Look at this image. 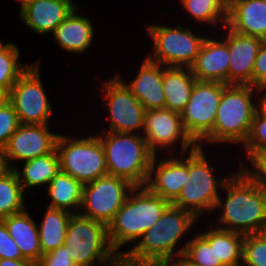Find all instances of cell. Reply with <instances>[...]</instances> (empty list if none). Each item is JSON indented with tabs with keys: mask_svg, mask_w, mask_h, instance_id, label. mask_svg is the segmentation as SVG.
<instances>
[{
	"mask_svg": "<svg viewBox=\"0 0 266 266\" xmlns=\"http://www.w3.org/2000/svg\"><path fill=\"white\" fill-rule=\"evenodd\" d=\"M0 259H25L2 220H0Z\"/></svg>",
	"mask_w": 266,
	"mask_h": 266,
	"instance_id": "cell-36",
	"label": "cell"
},
{
	"mask_svg": "<svg viewBox=\"0 0 266 266\" xmlns=\"http://www.w3.org/2000/svg\"><path fill=\"white\" fill-rule=\"evenodd\" d=\"M47 193L51 198L48 207L73 214L75 211H81L83 184L72 176L60 171L48 184Z\"/></svg>",
	"mask_w": 266,
	"mask_h": 266,
	"instance_id": "cell-26",
	"label": "cell"
},
{
	"mask_svg": "<svg viewBox=\"0 0 266 266\" xmlns=\"http://www.w3.org/2000/svg\"><path fill=\"white\" fill-rule=\"evenodd\" d=\"M244 235L215 226L216 262L223 266H241Z\"/></svg>",
	"mask_w": 266,
	"mask_h": 266,
	"instance_id": "cell-29",
	"label": "cell"
},
{
	"mask_svg": "<svg viewBox=\"0 0 266 266\" xmlns=\"http://www.w3.org/2000/svg\"><path fill=\"white\" fill-rule=\"evenodd\" d=\"M153 41V54L147 57L163 66L190 68L206 37L196 36L191 29L178 24L175 28L147 25Z\"/></svg>",
	"mask_w": 266,
	"mask_h": 266,
	"instance_id": "cell-9",
	"label": "cell"
},
{
	"mask_svg": "<svg viewBox=\"0 0 266 266\" xmlns=\"http://www.w3.org/2000/svg\"><path fill=\"white\" fill-rule=\"evenodd\" d=\"M64 245L75 266H113L120 258L110 246L107 226L79 212L69 220Z\"/></svg>",
	"mask_w": 266,
	"mask_h": 266,
	"instance_id": "cell-6",
	"label": "cell"
},
{
	"mask_svg": "<svg viewBox=\"0 0 266 266\" xmlns=\"http://www.w3.org/2000/svg\"><path fill=\"white\" fill-rule=\"evenodd\" d=\"M170 204L146 186H136L107 226L112 249L122 257L120 247L127 243H137Z\"/></svg>",
	"mask_w": 266,
	"mask_h": 266,
	"instance_id": "cell-3",
	"label": "cell"
},
{
	"mask_svg": "<svg viewBox=\"0 0 266 266\" xmlns=\"http://www.w3.org/2000/svg\"><path fill=\"white\" fill-rule=\"evenodd\" d=\"M254 91L264 92L251 85H228L222 93L213 131L202 142L243 145L256 111L266 101V94L261 95L259 104L255 105L252 101Z\"/></svg>",
	"mask_w": 266,
	"mask_h": 266,
	"instance_id": "cell-4",
	"label": "cell"
},
{
	"mask_svg": "<svg viewBox=\"0 0 266 266\" xmlns=\"http://www.w3.org/2000/svg\"><path fill=\"white\" fill-rule=\"evenodd\" d=\"M102 92L109 111V129L107 132L136 133L144 129L145 108L131 93L126 85L115 75L105 80Z\"/></svg>",
	"mask_w": 266,
	"mask_h": 266,
	"instance_id": "cell-13",
	"label": "cell"
},
{
	"mask_svg": "<svg viewBox=\"0 0 266 266\" xmlns=\"http://www.w3.org/2000/svg\"><path fill=\"white\" fill-rule=\"evenodd\" d=\"M227 86L221 82L197 81L187 105L180 113L185 131L199 146L213 131L217 109Z\"/></svg>",
	"mask_w": 266,
	"mask_h": 266,
	"instance_id": "cell-10",
	"label": "cell"
},
{
	"mask_svg": "<svg viewBox=\"0 0 266 266\" xmlns=\"http://www.w3.org/2000/svg\"><path fill=\"white\" fill-rule=\"evenodd\" d=\"M225 42L230 51L229 85L253 86V69L262 38L248 36L231 30L227 25Z\"/></svg>",
	"mask_w": 266,
	"mask_h": 266,
	"instance_id": "cell-17",
	"label": "cell"
},
{
	"mask_svg": "<svg viewBox=\"0 0 266 266\" xmlns=\"http://www.w3.org/2000/svg\"><path fill=\"white\" fill-rule=\"evenodd\" d=\"M229 64L228 44L223 40L206 37L190 70L198 81L221 82L229 85Z\"/></svg>",
	"mask_w": 266,
	"mask_h": 266,
	"instance_id": "cell-19",
	"label": "cell"
},
{
	"mask_svg": "<svg viewBox=\"0 0 266 266\" xmlns=\"http://www.w3.org/2000/svg\"><path fill=\"white\" fill-rule=\"evenodd\" d=\"M39 63L31 64L9 91L8 102L21 124L46 125L53 112L41 82Z\"/></svg>",
	"mask_w": 266,
	"mask_h": 266,
	"instance_id": "cell-12",
	"label": "cell"
},
{
	"mask_svg": "<svg viewBox=\"0 0 266 266\" xmlns=\"http://www.w3.org/2000/svg\"><path fill=\"white\" fill-rule=\"evenodd\" d=\"M16 1H19L21 3V9L26 5L28 4L31 0H16Z\"/></svg>",
	"mask_w": 266,
	"mask_h": 266,
	"instance_id": "cell-45",
	"label": "cell"
},
{
	"mask_svg": "<svg viewBox=\"0 0 266 266\" xmlns=\"http://www.w3.org/2000/svg\"><path fill=\"white\" fill-rule=\"evenodd\" d=\"M197 81L190 68L164 66L165 108L181 113L187 105Z\"/></svg>",
	"mask_w": 266,
	"mask_h": 266,
	"instance_id": "cell-24",
	"label": "cell"
},
{
	"mask_svg": "<svg viewBox=\"0 0 266 266\" xmlns=\"http://www.w3.org/2000/svg\"><path fill=\"white\" fill-rule=\"evenodd\" d=\"M164 66L145 58L134 80L125 83L120 75H116L139 100L145 110L165 108L163 91Z\"/></svg>",
	"mask_w": 266,
	"mask_h": 266,
	"instance_id": "cell-20",
	"label": "cell"
},
{
	"mask_svg": "<svg viewBox=\"0 0 266 266\" xmlns=\"http://www.w3.org/2000/svg\"><path fill=\"white\" fill-rule=\"evenodd\" d=\"M101 140L108 175L124 178L135 186H145L155 154L143 134L104 131Z\"/></svg>",
	"mask_w": 266,
	"mask_h": 266,
	"instance_id": "cell-5",
	"label": "cell"
},
{
	"mask_svg": "<svg viewBox=\"0 0 266 266\" xmlns=\"http://www.w3.org/2000/svg\"><path fill=\"white\" fill-rule=\"evenodd\" d=\"M195 221L198 219L192 213L170 204L135 246L123 252L122 258L136 265L170 266L175 256H182V248L176 246Z\"/></svg>",
	"mask_w": 266,
	"mask_h": 266,
	"instance_id": "cell-2",
	"label": "cell"
},
{
	"mask_svg": "<svg viewBox=\"0 0 266 266\" xmlns=\"http://www.w3.org/2000/svg\"><path fill=\"white\" fill-rule=\"evenodd\" d=\"M202 146L197 145L187 153L188 180L172 205L192 213L197 219L204 212L215 210L219 186L223 188L228 177L216 179Z\"/></svg>",
	"mask_w": 266,
	"mask_h": 266,
	"instance_id": "cell-7",
	"label": "cell"
},
{
	"mask_svg": "<svg viewBox=\"0 0 266 266\" xmlns=\"http://www.w3.org/2000/svg\"><path fill=\"white\" fill-rule=\"evenodd\" d=\"M226 25L237 33L266 40V0H236L228 7Z\"/></svg>",
	"mask_w": 266,
	"mask_h": 266,
	"instance_id": "cell-21",
	"label": "cell"
},
{
	"mask_svg": "<svg viewBox=\"0 0 266 266\" xmlns=\"http://www.w3.org/2000/svg\"><path fill=\"white\" fill-rule=\"evenodd\" d=\"M14 170L24 192L27 188L40 185L48 186L51 180L61 171L58 153L55 149L52 153L24 161L22 171L17 165L14 166Z\"/></svg>",
	"mask_w": 266,
	"mask_h": 266,
	"instance_id": "cell-25",
	"label": "cell"
},
{
	"mask_svg": "<svg viewBox=\"0 0 266 266\" xmlns=\"http://www.w3.org/2000/svg\"><path fill=\"white\" fill-rule=\"evenodd\" d=\"M61 171L83 185L108 174L101 140L96 136H58L56 142Z\"/></svg>",
	"mask_w": 266,
	"mask_h": 266,
	"instance_id": "cell-8",
	"label": "cell"
},
{
	"mask_svg": "<svg viewBox=\"0 0 266 266\" xmlns=\"http://www.w3.org/2000/svg\"><path fill=\"white\" fill-rule=\"evenodd\" d=\"M73 213L46 206V211L38 226L41 251L44 255L64 245L67 226Z\"/></svg>",
	"mask_w": 266,
	"mask_h": 266,
	"instance_id": "cell-27",
	"label": "cell"
},
{
	"mask_svg": "<svg viewBox=\"0 0 266 266\" xmlns=\"http://www.w3.org/2000/svg\"><path fill=\"white\" fill-rule=\"evenodd\" d=\"M223 1V3L227 6V7H229L233 2H235L236 0H222Z\"/></svg>",
	"mask_w": 266,
	"mask_h": 266,
	"instance_id": "cell-46",
	"label": "cell"
},
{
	"mask_svg": "<svg viewBox=\"0 0 266 266\" xmlns=\"http://www.w3.org/2000/svg\"><path fill=\"white\" fill-rule=\"evenodd\" d=\"M241 266H266V232L244 235Z\"/></svg>",
	"mask_w": 266,
	"mask_h": 266,
	"instance_id": "cell-34",
	"label": "cell"
},
{
	"mask_svg": "<svg viewBox=\"0 0 266 266\" xmlns=\"http://www.w3.org/2000/svg\"><path fill=\"white\" fill-rule=\"evenodd\" d=\"M113 266H153V265H136L126 262L122 257H120Z\"/></svg>",
	"mask_w": 266,
	"mask_h": 266,
	"instance_id": "cell-44",
	"label": "cell"
},
{
	"mask_svg": "<svg viewBox=\"0 0 266 266\" xmlns=\"http://www.w3.org/2000/svg\"><path fill=\"white\" fill-rule=\"evenodd\" d=\"M20 52L13 42L4 43L0 40V88L10 91L14 83L29 68L30 64L18 62Z\"/></svg>",
	"mask_w": 266,
	"mask_h": 266,
	"instance_id": "cell-30",
	"label": "cell"
},
{
	"mask_svg": "<svg viewBox=\"0 0 266 266\" xmlns=\"http://www.w3.org/2000/svg\"><path fill=\"white\" fill-rule=\"evenodd\" d=\"M36 266H75L68 249L65 245H61L55 250L45 253L41 256Z\"/></svg>",
	"mask_w": 266,
	"mask_h": 266,
	"instance_id": "cell-37",
	"label": "cell"
},
{
	"mask_svg": "<svg viewBox=\"0 0 266 266\" xmlns=\"http://www.w3.org/2000/svg\"><path fill=\"white\" fill-rule=\"evenodd\" d=\"M135 187L124 178L108 174L86 183L81 205L85 213L79 214L108 226Z\"/></svg>",
	"mask_w": 266,
	"mask_h": 266,
	"instance_id": "cell-11",
	"label": "cell"
},
{
	"mask_svg": "<svg viewBox=\"0 0 266 266\" xmlns=\"http://www.w3.org/2000/svg\"><path fill=\"white\" fill-rule=\"evenodd\" d=\"M184 9L196 21L207 24L226 25L228 18V7L222 0H179Z\"/></svg>",
	"mask_w": 266,
	"mask_h": 266,
	"instance_id": "cell-31",
	"label": "cell"
},
{
	"mask_svg": "<svg viewBox=\"0 0 266 266\" xmlns=\"http://www.w3.org/2000/svg\"><path fill=\"white\" fill-rule=\"evenodd\" d=\"M143 137L150 150L157 155L160 148L169 150L180 141L181 150L185 154L197 146L185 131L180 113L169 109L147 110L145 112ZM173 146V147H172Z\"/></svg>",
	"mask_w": 266,
	"mask_h": 266,
	"instance_id": "cell-14",
	"label": "cell"
},
{
	"mask_svg": "<svg viewBox=\"0 0 266 266\" xmlns=\"http://www.w3.org/2000/svg\"><path fill=\"white\" fill-rule=\"evenodd\" d=\"M0 266H36L28 259H0Z\"/></svg>",
	"mask_w": 266,
	"mask_h": 266,
	"instance_id": "cell-41",
	"label": "cell"
},
{
	"mask_svg": "<svg viewBox=\"0 0 266 266\" xmlns=\"http://www.w3.org/2000/svg\"><path fill=\"white\" fill-rule=\"evenodd\" d=\"M10 236L18 245L22 256L35 264L42 254L38 226L26 209L1 219Z\"/></svg>",
	"mask_w": 266,
	"mask_h": 266,
	"instance_id": "cell-23",
	"label": "cell"
},
{
	"mask_svg": "<svg viewBox=\"0 0 266 266\" xmlns=\"http://www.w3.org/2000/svg\"><path fill=\"white\" fill-rule=\"evenodd\" d=\"M75 8L52 32L59 46L71 53H84L93 42V25L90 18L76 13Z\"/></svg>",
	"mask_w": 266,
	"mask_h": 266,
	"instance_id": "cell-22",
	"label": "cell"
},
{
	"mask_svg": "<svg viewBox=\"0 0 266 266\" xmlns=\"http://www.w3.org/2000/svg\"><path fill=\"white\" fill-rule=\"evenodd\" d=\"M72 0H31L22 9L23 23L38 35L52 33L78 7Z\"/></svg>",
	"mask_w": 266,
	"mask_h": 266,
	"instance_id": "cell-18",
	"label": "cell"
},
{
	"mask_svg": "<svg viewBox=\"0 0 266 266\" xmlns=\"http://www.w3.org/2000/svg\"><path fill=\"white\" fill-rule=\"evenodd\" d=\"M14 170L6 154L5 148L0 147V179L6 177Z\"/></svg>",
	"mask_w": 266,
	"mask_h": 266,
	"instance_id": "cell-40",
	"label": "cell"
},
{
	"mask_svg": "<svg viewBox=\"0 0 266 266\" xmlns=\"http://www.w3.org/2000/svg\"><path fill=\"white\" fill-rule=\"evenodd\" d=\"M226 200L218 198L215 209H222L219 229L242 235L266 232V191L246 171L239 167L230 174L222 190Z\"/></svg>",
	"mask_w": 266,
	"mask_h": 266,
	"instance_id": "cell-1",
	"label": "cell"
},
{
	"mask_svg": "<svg viewBox=\"0 0 266 266\" xmlns=\"http://www.w3.org/2000/svg\"><path fill=\"white\" fill-rule=\"evenodd\" d=\"M253 87L262 91L266 89V40H263L255 59Z\"/></svg>",
	"mask_w": 266,
	"mask_h": 266,
	"instance_id": "cell-38",
	"label": "cell"
},
{
	"mask_svg": "<svg viewBox=\"0 0 266 266\" xmlns=\"http://www.w3.org/2000/svg\"><path fill=\"white\" fill-rule=\"evenodd\" d=\"M9 99V92L0 88V109L8 103Z\"/></svg>",
	"mask_w": 266,
	"mask_h": 266,
	"instance_id": "cell-42",
	"label": "cell"
},
{
	"mask_svg": "<svg viewBox=\"0 0 266 266\" xmlns=\"http://www.w3.org/2000/svg\"><path fill=\"white\" fill-rule=\"evenodd\" d=\"M21 125L13 106L8 102L0 109V147L5 148L11 135Z\"/></svg>",
	"mask_w": 266,
	"mask_h": 266,
	"instance_id": "cell-35",
	"label": "cell"
},
{
	"mask_svg": "<svg viewBox=\"0 0 266 266\" xmlns=\"http://www.w3.org/2000/svg\"><path fill=\"white\" fill-rule=\"evenodd\" d=\"M164 158L154 156L146 187L154 194L172 203L180 194L188 180V156ZM184 156V157H183Z\"/></svg>",
	"mask_w": 266,
	"mask_h": 266,
	"instance_id": "cell-16",
	"label": "cell"
},
{
	"mask_svg": "<svg viewBox=\"0 0 266 266\" xmlns=\"http://www.w3.org/2000/svg\"><path fill=\"white\" fill-rule=\"evenodd\" d=\"M23 195L24 191L15 170L0 179V220L25 210Z\"/></svg>",
	"mask_w": 266,
	"mask_h": 266,
	"instance_id": "cell-32",
	"label": "cell"
},
{
	"mask_svg": "<svg viewBox=\"0 0 266 266\" xmlns=\"http://www.w3.org/2000/svg\"><path fill=\"white\" fill-rule=\"evenodd\" d=\"M243 149L250 161L256 155L266 152V101L255 113Z\"/></svg>",
	"mask_w": 266,
	"mask_h": 266,
	"instance_id": "cell-33",
	"label": "cell"
},
{
	"mask_svg": "<svg viewBox=\"0 0 266 266\" xmlns=\"http://www.w3.org/2000/svg\"><path fill=\"white\" fill-rule=\"evenodd\" d=\"M48 127L49 124H21L5 147L9 161H27L52 153L56 149L59 134L52 133Z\"/></svg>",
	"mask_w": 266,
	"mask_h": 266,
	"instance_id": "cell-15",
	"label": "cell"
},
{
	"mask_svg": "<svg viewBox=\"0 0 266 266\" xmlns=\"http://www.w3.org/2000/svg\"><path fill=\"white\" fill-rule=\"evenodd\" d=\"M248 168L247 165L240 163V167L245 168L246 171L256 180V182L266 191V152L256 155L251 161Z\"/></svg>",
	"mask_w": 266,
	"mask_h": 266,
	"instance_id": "cell-39",
	"label": "cell"
},
{
	"mask_svg": "<svg viewBox=\"0 0 266 266\" xmlns=\"http://www.w3.org/2000/svg\"><path fill=\"white\" fill-rule=\"evenodd\" d=\"M196 236L182 246V256L190 263L199 266H223L216 262L215 227Z\"/></svg>",
	"mask_w": 266,
	"mask_h": 266,
	"instance_id": "cell-28",
	"label": "cell"
},
{
	"mask_svg": "<svg viewBox=\"0 0 266 266\" xmlns=\"http://www.w3.org/2000/svg\"><path fill=\"white\" fill-rule=\"evenodd\" d=\"M170 266H199L190 264L183 256H181L179 259L175 260Z\"/></svg>",
	"mask_w": 266,
	"mask_h": 266,
	"instance_id": "cell-43",
	"label": "cell"
}]
</instances>
